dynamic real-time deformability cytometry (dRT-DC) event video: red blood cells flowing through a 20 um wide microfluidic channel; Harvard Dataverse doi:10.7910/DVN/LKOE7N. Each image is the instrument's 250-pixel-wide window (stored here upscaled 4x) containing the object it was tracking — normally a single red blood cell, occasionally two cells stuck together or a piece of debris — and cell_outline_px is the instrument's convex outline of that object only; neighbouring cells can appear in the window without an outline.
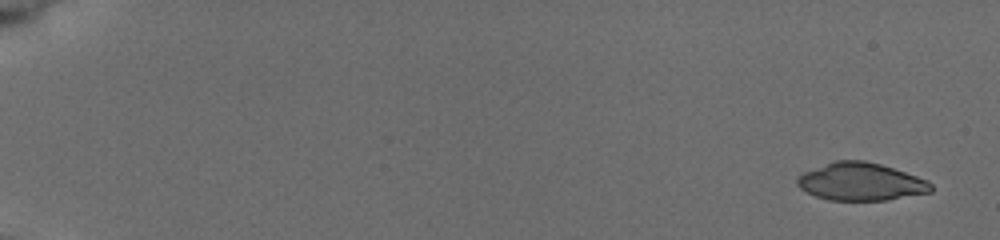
{"species": "common noctule bat (a hibernating species)", "species_latin": "Nyctalus noctula", "temperature_condition": "cold", "stored_images_in_passage": 7, "camera_frame_rate_fps": 3000, "um_per_image_px": 0.085, "animal": {"sex": "female", "body_mass_g": 19.5, "forearm_length_mm": 54.1}, "frame": {"image": 1, "passage_image": 1, "time_ms": 0.0, "image_size_px": [1000, 240], "cell_outline_px": [[932, 192], [888, 200], [828, 200], [816, 196], [800, 188], [796, 184], [796, 176], [804, 172], [836, 160], [864, 160], [880, 164], [928, 180], [932, 184]], "centroid_in_image_um": [73.17, 15.45], "position_along_channel_um": 11.8, "area_um2": 29.3}}